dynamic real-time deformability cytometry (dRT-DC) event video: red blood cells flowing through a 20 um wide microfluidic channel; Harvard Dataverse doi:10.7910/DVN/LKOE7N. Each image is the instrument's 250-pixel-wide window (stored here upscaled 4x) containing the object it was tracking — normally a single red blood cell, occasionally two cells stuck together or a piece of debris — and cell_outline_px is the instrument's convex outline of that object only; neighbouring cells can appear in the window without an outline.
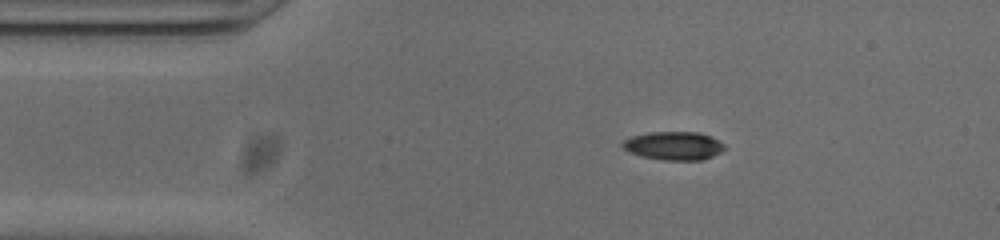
{"species": "common noctule bat (a hibernating species)", "species_latin": "Nyctalus noctula", "temperature_condition": "cold", "stored_images_in_passage": 44, "camera_frame_rate_fps": 3000, "um_per_image_px": 0.085, "animal": {"sex": "male", "body_mass_g": 20.0, "forearm_length_mm": 53.3}, "frame": {"image": 1, "passage_image": 1, "time_ms": 0.0, "image_size_px": [1000, 240], "cell_outline_px": [[724, 148], [720, 152], [712, 156], [700, 160], [664, 160], [640, 156], [624, 148], [620, 144], [624, 140], [632, 136], [648, 132], [700, 132], [712, 136], [724, 144]], "centroid_in_image_um": [57.27, 12.38], "position_along_channel_um": 27.7, "area_um2": 16.82}}
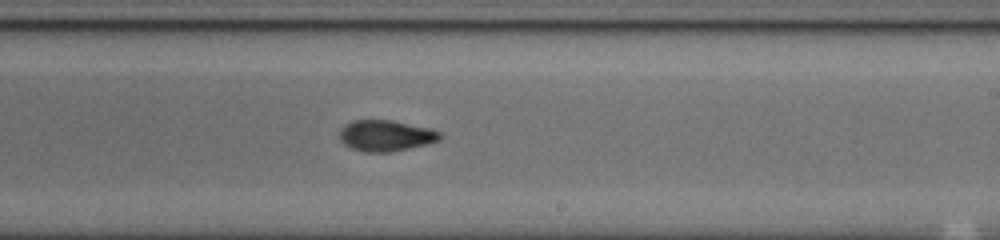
{"frame": {"image": 2, "passage_image": 22, "time_ms": 7.0, "image_size_px": [1000, 240], "cell_outline_px": [[440, 140], [428, 144], [388, 152], [364, 152], [352, 148], [344, 144], [340, 140], [340, 128], [344, 124], [352, 120], [392, 120], [428, 128], [440, 132]], "centroid_in_image_um": [32.75, 11.52], "position_along_channel_um": 256.2, "area_um2": 18.09}}
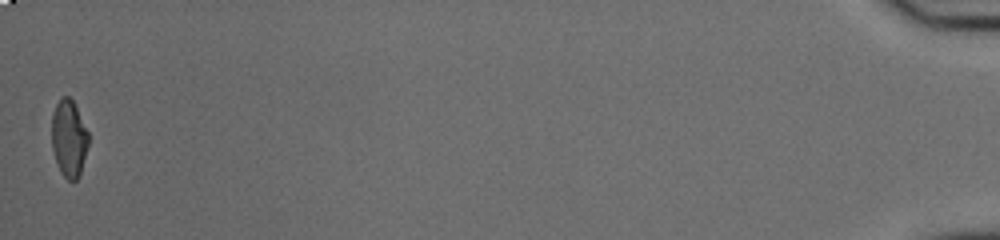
{"frame": {"image": 3, "passage_image": 44, "time_ms": 14.333, "image_size_px": [1000, 240], "cell_outline_px": [[88, 144], [80, 176], [76, 180], [68, 180], [60, 172], [52, 148], [52, 112], [60, 96], [68, 96], [72, 100], [88, 132]], "centroid_in_image_um": [5.85, 11.77], "position_along_channel_um": 429.4, "area_um2": 16.42}, "authors_computed_cell_mechanics": {"area_um2": 17.918, "velocity_mm_per_s": 3.8569, "shape_relaxation_time_tau1_ms": 8.443, "shape_relaxation_time_tau2_ms": 3.0818, "deformation_change_tau1": 0.2515, "deformation_change_tau2": 0.0752}}